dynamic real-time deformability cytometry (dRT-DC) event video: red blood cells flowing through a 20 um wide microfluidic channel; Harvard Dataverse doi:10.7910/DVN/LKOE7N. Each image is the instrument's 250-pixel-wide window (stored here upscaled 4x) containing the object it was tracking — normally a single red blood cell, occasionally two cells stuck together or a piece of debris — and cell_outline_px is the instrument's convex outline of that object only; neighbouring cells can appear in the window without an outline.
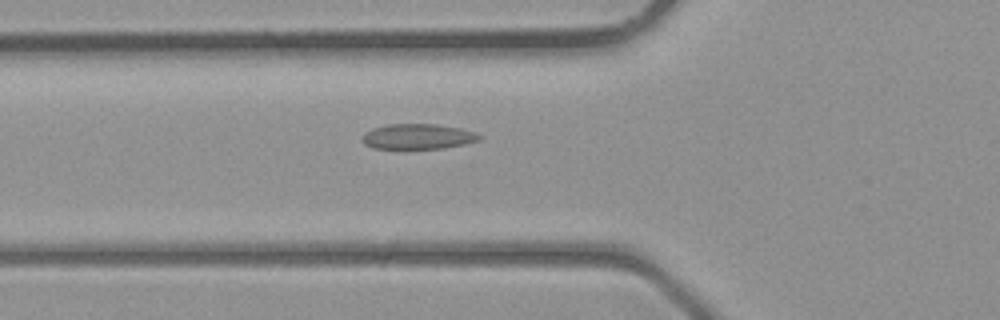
{"species": "common noctule bat (a hibernating species)", "species_latin": "Nyctalus noctula", "temperature_condition": "room temperature", "stored_images_in_passage": 41, "camera_frame_rate_fps": 3000, "um_per_image_px": 0.085, "animal": {"sex": "male", "body_mass_g": 23.1, "forearm_length_mm": 52.7}, "frame": {"image": 1, "passage_image": 15, "time_ms": 4.667, "image_size_px": [1000, 320], "cell_outline_px": [[484, 136], [480, 140], [464, 144], [444, 148], [372, 148], [364, 144], [360, 140], [360, 136], [364, 132], [372, 128], [388, 124], [436, 124], [460, 128], [476, 132]], "centroid_in_image_um": [35.5, 11.6], "position_along_channel_um": 90.3, "area_um2": 17.46}}
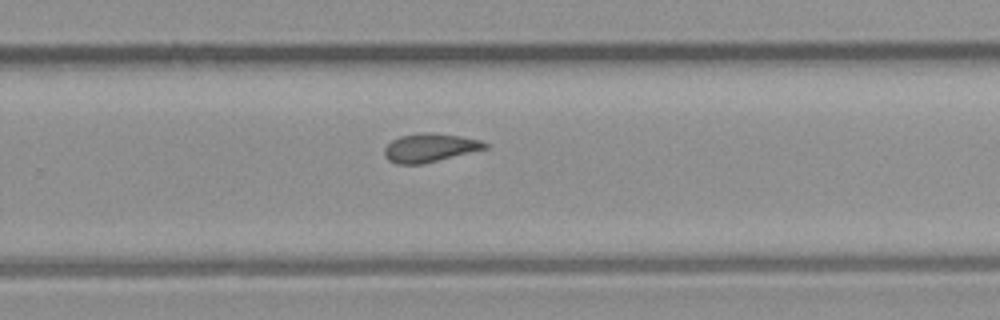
{"frame": {"image": 2, "passage_image": 27, "time_ms": 8.667, "image_size_px": [1000, 320], "cell_outline_px": [[488, 148], [424, 164], [396, 164], [388, 160], [384, 156], [384, 148], [392, 140], [400, 136], [416, 132], [428, 132], [460, 136], [480, 140], [488, 144]], "centroid_in_image_um": [36.51, 12.56], "position_along_channel_um": 293.3, "area_um2": 16.88}}
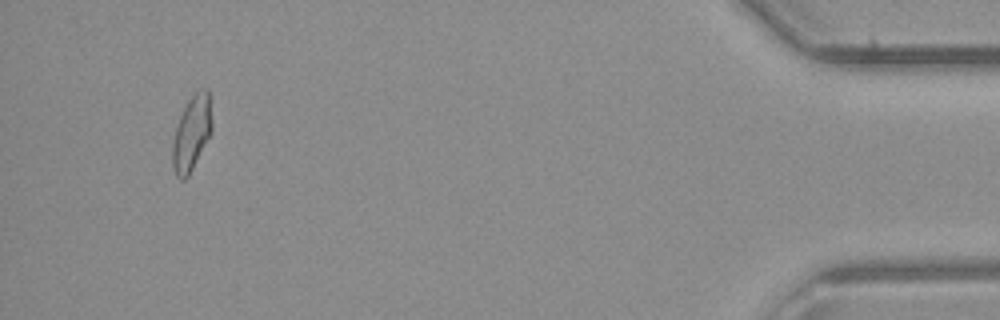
{"frame": {"image": 3, "passage_image": 39, "time_ms": 12.667, "image_size_px": [1000, 320], "cell_outline_px": [[212, 132], [188, 176], [184, 180], [180, 180], [176, 176], [172, 168], [172, 144], [176, 128], [180, 116], [188, 100], [196, 92], [204, 88], [208, 88], [212, 120]], "centroid_in_image_um": [16.29, 11.34], "position_along_channel_um": 418.9, "area_um2": 17.17}}